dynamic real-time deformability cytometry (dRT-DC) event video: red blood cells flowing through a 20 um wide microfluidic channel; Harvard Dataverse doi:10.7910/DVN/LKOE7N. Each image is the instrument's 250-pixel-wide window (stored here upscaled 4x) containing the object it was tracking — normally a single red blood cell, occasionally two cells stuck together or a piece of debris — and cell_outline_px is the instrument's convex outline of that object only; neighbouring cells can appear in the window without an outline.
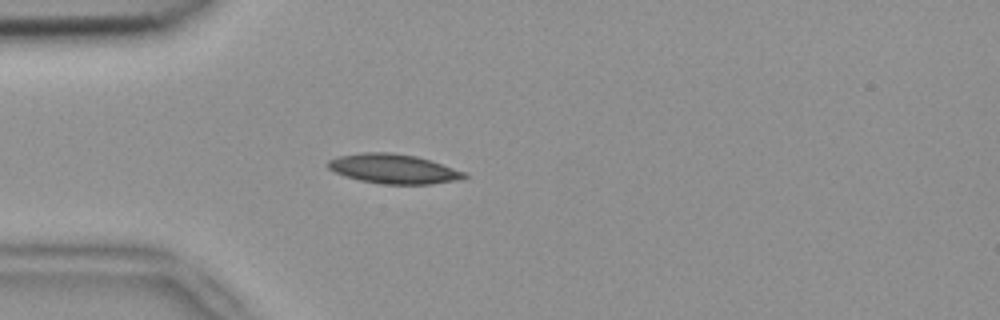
{"species": "common noctule bat (a hibernating species)", "species_latin": "Nyctalus noctula", "temperature_condition": "room temperature", "stored_images_in_passage": 1, "camera_frame_rate_fps": 3000, "um_per_image_px": 0.085, "animal": {"sex": "female", "body_mass_g": 18.4}, "frame": {"image": 1, "passage_image": 1, "time_ms": 0.0, "image_size_px": [1000, 320], "cell_outline_px": [[468, 176], [456, 180], [432, 184], [380, 184], [360, 180], [344, 176], [328, 168], [328, 160], [340, 156], [360, 152], [392, 152], [416, 156], [464, 172]], "centroid_in_image_um": [33.4, 14.35], "position_along_channel_um": 51.6, "area_um2": 23.18}}